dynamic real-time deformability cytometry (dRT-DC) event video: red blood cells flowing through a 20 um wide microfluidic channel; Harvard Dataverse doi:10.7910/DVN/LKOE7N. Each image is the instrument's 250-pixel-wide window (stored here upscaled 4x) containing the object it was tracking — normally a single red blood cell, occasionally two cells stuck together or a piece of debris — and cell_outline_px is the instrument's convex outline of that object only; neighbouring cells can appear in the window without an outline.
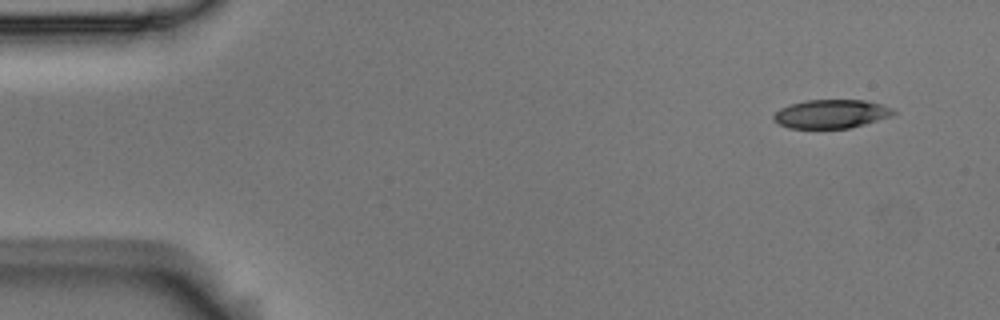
{"species": "Egyptian fruit bat (a non-hibernating species)", "species_latin": "Rousettus aegyptiacus", "temperature_condition": "room temperature", "stored_images_in_passage": 3, "camera_frame_rate_fps": 3000, "um_per_image_px": 0.085, "animal": {"sex": "male"}, "frame": {"image": 1, "passage_image": 1, "time_ms": 0.0, "image_size_px": [1000, 320], "cell_outline_px": [[896, 112], [888, 116], [864, 124], [848, 128], [788, 128], [772, 120], [772, 116], [780, 108], [804, 100], [864, 100], [880, 104], [892, 108]], "centroid_in_image_um": [70.59, 9.68], "position_along_channel_um": 14.4, "area_um2": 19.77}}